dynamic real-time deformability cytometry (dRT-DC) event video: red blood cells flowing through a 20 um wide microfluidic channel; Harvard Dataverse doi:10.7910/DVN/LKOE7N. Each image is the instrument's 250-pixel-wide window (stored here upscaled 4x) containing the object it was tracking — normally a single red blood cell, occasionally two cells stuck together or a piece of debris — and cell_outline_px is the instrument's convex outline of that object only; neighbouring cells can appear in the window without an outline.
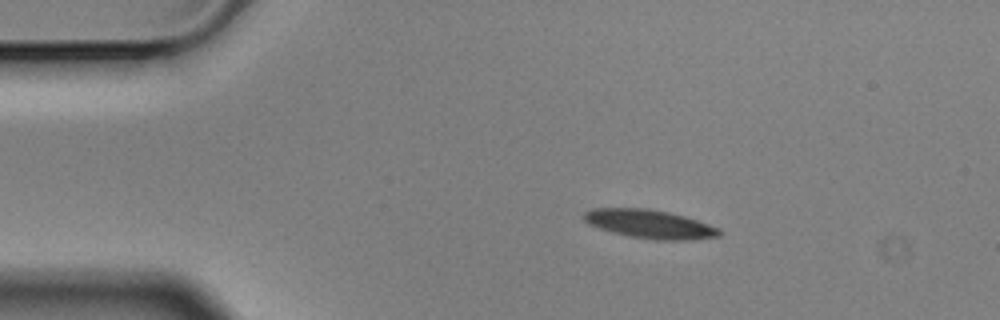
{"species": "Egyptian fruit bat (a non-hibernating species)", "species_latin": "Rousettus aegyptiacus", "temperature_condition": "cold", "stored_images_in_passage": 8, "camera_frame_rate_fps": 3000, "um_per_image_px": 0.085, "animal": {"sex": "male"}, "frame": {"image": 1, "passage_image": 2, "time_ms": 0.333, "image_size_px": [1000, 320], "cell_outline_px": [[720, 236], [688, 240], [656, 240], [628, 236], [612, 232], [588, 224], [584, 220], [584, 212], [592, 208], [648, 208], [668, 212], [684, 216], [720, 228]], "centroid_in_image_um": [55.21, 19.04], "position_along_channel_um": 29.8, "area_um2": 22.54}}
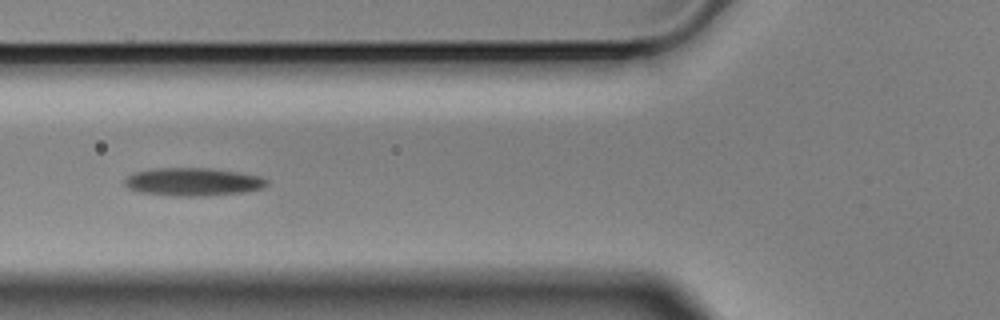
{"frame": {"image": 2, "passage_image": 5, "time_ms": 1.333, "image_size_px": [1000, 320], "cell_outline_px": [[268, 184], [260, 188], [244, 192], [208, 196], [172, 196], [140, 192], [128, 188], [124, 184], [124, 180], [128, 176], [136, 172], [156, 168], [208, 168], [240, 172], [260, 176], [268, 180]], "centroid_in_image_um": [16.41, 15.46], "position_along_channel_um": 109.4, "area_um2": 23.24}}
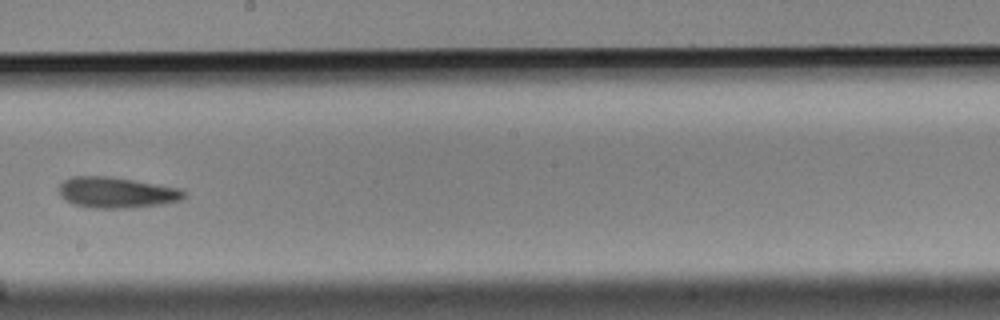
{"frame": {"image": 3, "passage_image": 8, "time_ms": 2.333, "image_size_px": [1000, 320], "cell_outline_px": [[188, 196], [180, 200], [160, 204], [132, 208], [96, 208], [72, 204], [60, 196], [60, 184], [64, 180], [72, 176], [108, 176], [180, 188], [188, 192]], "centroid_in_image_um": [9.93, 16.37], "position_along_channel_um": 238.3, "area_um2": 22.48}}